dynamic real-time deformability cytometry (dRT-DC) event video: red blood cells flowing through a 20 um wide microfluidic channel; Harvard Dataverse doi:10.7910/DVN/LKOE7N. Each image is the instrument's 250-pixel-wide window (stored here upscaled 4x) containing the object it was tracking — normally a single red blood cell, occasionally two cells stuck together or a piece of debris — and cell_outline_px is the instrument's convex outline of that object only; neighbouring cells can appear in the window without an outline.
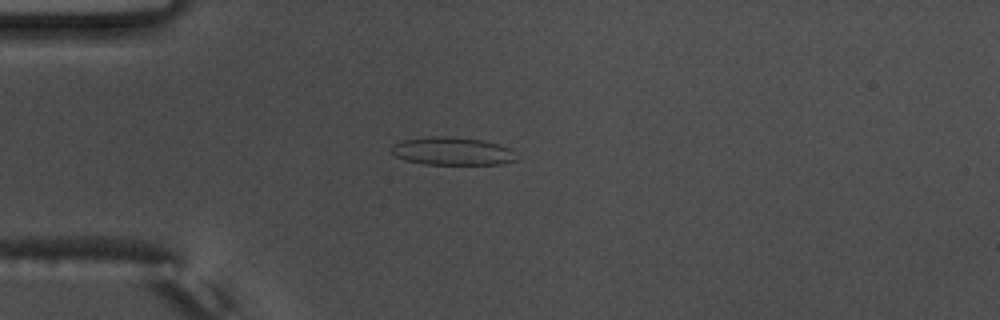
{"species": "common noctule bat (a hibernating species)", "species_latin": "Nyctalus noctula", "temperature_condition": "warm", "stored_images_in_passage": 42, "camera_frame_rate_fps": 3000, "um_per_image_px": 0.085, "animal": {"sex": "male", "body_mass_g": 17.5, "forearm_length_mm": 52.3}, "frame": {"image": 1, "passage_image": 2, "time_ms": 0.333, "image_size_px": [1000, 320], "cell_outline_px": [[516, 160], [500, 164], [424, 164], [404, 160], [396, 156], [388, 148], [392, 144], [400, 140], [428, 136], [444, 136], [480, 140], [500, 144], [512, 148]], "centroid_in_image_um": [38.38, 12.84], "position_along_channel_um": 46.6, "area_um2": 20.52}}
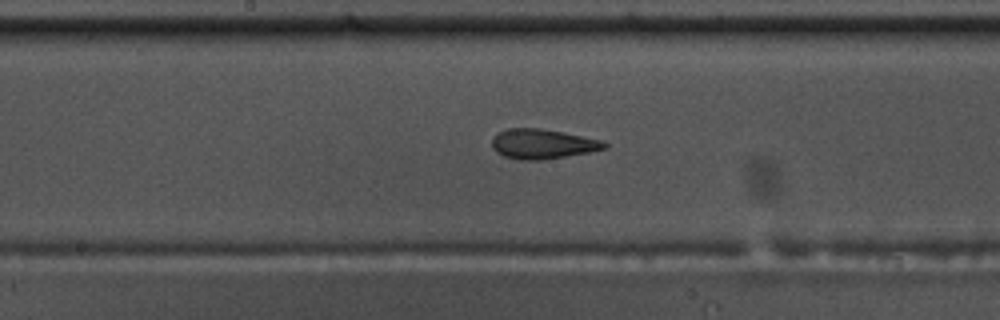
{"frame": {"image": 2, "passage_image": 16, "time_ms": 5.0, "image_size_px": [1000, 320], "cell_outline_px": [[608, 148], [588, 152], [544, 160], [520, 160], [504, 156], [496, 152], [492, 148], [492, 136], [508, 128], [540, 128], [564, 132], [600, 140], [608, 144]], "centroid_in_image_um": [46.09, 12.24], "position_along_channel_um": 202.1, "area_um2": 19.54}}
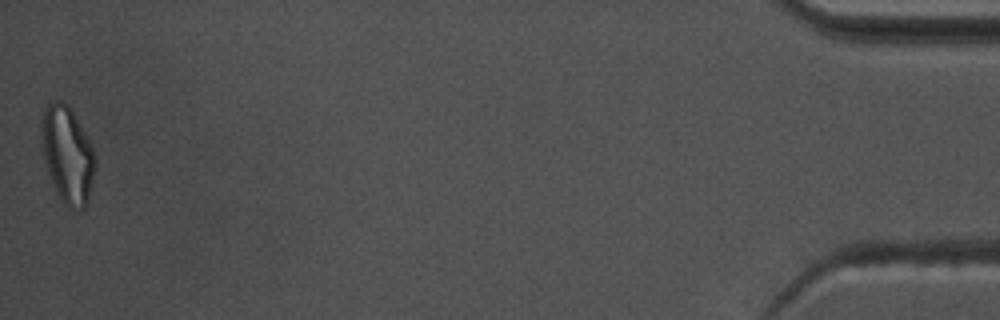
{"frame": {"image": 3, "passage_image": 42, "time_ms": 13.667, "image_size_px": [1000, 320], "cell_outline_px": [[96, 168], [88, 204], [84, 208], [76, 212], [68, 208], [60, 200], [52, 180], [48, 168], [44, 152], [40, 132], [40, 120], [44, 108], [48, 100], [60, 100], [68, 104], [84, 132], [92, 148], [96, 160]], "centroid_in_image_um": [5.74, 13.16], "position_along_channel_um": 429.5, "area_um2": 30.46}, "authors_computed_cell_mechanics": {"area_um2": 19.7387, "velocity_mm_per_s": 3.7197, "shape_relaxation_time_tau1_ms": null, "shape_relaxation_time_tau2_ms": 1.4453, "deformation_change_tau1": null, "deformation_change_tau2": 0.0973}}